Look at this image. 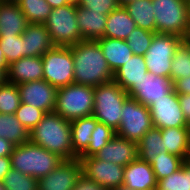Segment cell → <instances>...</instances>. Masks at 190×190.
<instances>
[{
	"label": "cell",
	"mask_w": 190,
	"mask_h": 190,
	"mask_svg": "<svg viewBox=\"0 0 190 190\" xmlns=\"http://www.w3.org/2000/svg\"><path fill=\"white\" fill-rule=\"evenodd\" d=\"M74 83L97 87L111 82V71L97 40H82L72 46Z\"/></svg>",
	"instance_id": "6da1fadb"
},
{
	"label": "cell",
	"mask_w": 190,
	"mask_h": 190,
	"mask_svg": "<svg viewBox=\"0 0 190 190\" xmlns=\"http://www.w3.org/2000/svg\"><path fill=\"white\" fill-rule=\"evenodd\" d=\"M29 141L57 154L63 160H73L70 121L55 111L44 114L29 133Z\"/></svg>",
	"instance_id": "7a4b0ae2"
},
{
	"label": "cell",
	"mask_w": 190,
	"mask_h": 190,
	"mask_svg": "<svg viewBox=\"0 0 190 190\" xmlns=\"http://www.w3.org/2000/svg\"><path fill=\"white\" fill-rule=\"evenodd\" d=\"M10 157L12 169L37 179L51 173L63 161L57 154L30 141L15 146Z\"/></svg>",
	"instance_id": "3957f363"
},
{
	"label": "cell",
	"mask_w": 190,
	"mask_h": 190,
	"mask_svg": "<svg viewBox=\"0 0 190 190\" xmlns=\"http://www.w3.org/2000/svg\"><path fill=\"white\" fill-rule=\"evenodd\" d=\"M156 33L190 37L187 0H152Z\"/></svg>",
	"instance_id": "277c9868"
},
{
	"label": "cell",
	"mask_w": 190,
	"mask_h": 190,
	"mask_svg": "<svg viewBox=\"0 0 190 190\" xmlns=\"http://www.w3.org/2000/svg\"><path fill=\"white\" fill-rule=\"evenodd\" d=\"M129 97L128 93L112 80L94 87V108L92 115L114 131L120 126L122 106Z\"/></svg>",
	"instance_id": "5b68a950"
},
{
	"label": "cell",
	"mask_w": 190,
	"mask_h": 190,
	"mask_svg": "<svg viewBox=\"0 0 190 190\" xmlns=\"http://www.w3.org/2000/svg\"><path fill=\"white\" fill-rule=\"evenodd\" d=\"M94 108V87L69 84L58 88L54 111L68 121L90 116Z\"/></svg>",
	"instance_id": "8992f818"
},
{
	"label": "cell",
	"mask_w": 190,
	"mask_h": 190,
	"mask_svg": "<svg viewBox=\"0 0 190 190\" xmlns=\"http://www.w3.org/2000/svg\"><path fill=\"white\" fill-rule=\"evenodd\" d=\"M77 6L66 4L52 9L44 26L55 46L70 47L82 41L77 24Z\"/></svg>",
	"instance_id": "52a82bcc"
},
{
	"label": "cell",
	"mask_w": 190,
	"mask_h": 190,
	"mask_svg": "<svg viewBox=\"0 0 190 190\" xmlns=\"http://www.w3.org/2000/svg\"><path fill=\"white\" fill-rule=\"evenodd\" d=\"M185 39L174 34L156 33L143 55L149 73L171 79L172 58Z\"/></svg>",
	"instance_id": "ba28073f"
},
{
	"label": "cell",
	"mask_w": 190,
	"mask_h": 190,
	"mask_svg": "<svg viewBox=\"0 0 190 190\" xmlns=\"http://www.w3.org/2000/svg\"><path fill=\"white\" fill-rule=\"evenodd\" d=\"M43 79L55 88L74 83L72 46H54L43 56Z\"/></svg>",
	"instance_id": "9c48e42d"
},
{
	"label": "cell",
	"mask_w": 190,
	"mask_h": 190,
	"mask_svg": "<svg viewBox=\"0 0 190 190\" xmlns=\"http://www.w3.org/2000/svg\"><path fill=\"white\" fill-rule=\"evenodd\" d=\"M152 127L148 106L129 96L122 106L121 122L116 135L138 143Z\"/></svg>",
	"instance_id": "30bf717a"
},
{
	"label": "cell",
	"mask_w": 190,
	"mask_h": 190,
	"mask_svg": "<svg viewBox=\"0 0 190 190\" xmlns=\"http://www.w3.org/2000/svg\"><path fill=\"white\" fill-rule=\"evenodd\" d=\"M153 127L159 129L190 127L180 107L178 94L173 90L148 106Z\"/></svg>",
	"instance_id": "8fae6325"
},
{
	"label": "cell",
	"mask_w": 190,
	"mask_h": 190,
	"mask_svg": "<svg viewBox=\"0 0 190 190\" xmlns=\"http://www.w3.org/2000/svg\"><path fill=\"white\" fill-rule=\"evenodd\" d=\"M82 165V174L94 180L107 190L123 185L125 167L100 160L95 156L78 157Z\"/></svg>",
	"instance_id": "7c38bea8"
},
{
	"label": "cell",
	"mask_w": 190,
	"mask_h": 190,
	"mask_svg": "<svg viewBox=\"0 0 190 190\" xmlns=\"http://www.w3.org/2000/svg\"><path fill=\"white\" fill-rule=\"evenodd\" d=\"M81 175L80 159L63 160L51 173L38 179V190H72Z\"/></svg>",
	"instance_id": "4fadbf2b"
},
{
	"label": "cell",
	"mask_w": 190,
	"mask_h": 190,
	"mask_svg": "<svg viewBox=\"0 0 190 190\" xmlns=\"http://www.w3.org/2000/svg\"><path fill=\"white\" fill-rule=\"evenodd\" d=\"M20 91L21 103H26L45 113L53 112L56 103L57 88L44 79L20 83L17 85Z\"/></svg>",
	"instance_id": "5bb4252c"
},
{
	"label": "cell",
	"mask_w": 190,
	"mask_h": 190,
	"mask_svg": "<svg viewBox=\"0 0 190 190\" xmlns=\"http://www.w3.org/2000/svg\"><path fill=\"white\" fill-rule=\"evenodd\" d=\"M174 90V83L170 78L156 76L147 73L138 85H134L127 93L145 106L151 105L154 101L165 97Z\"/></svg>",
	"instance_id": "9a60e30c"
},
{
	"label": "cell",
	"mask_w": 190,
	"mask_h": 190,
	"mask_svg": "<svg viewBox=\"0 0 190 190\" xmlns=\"http://www.w3.org/2000/svg\"><path fill=\"white\" fill-rule=\"evenodd\" d=\"M94 156L100 160L125 167L138 158L137 143L115 135Z\"/></svg>",
	"instance_id": "2e32d148"
},
{
	"label": "cell",
	"mask_w": 190,
	"mask_h": 190,
	"mask_svg": "<svg viewBox=\"0 0 190 190\" xmlns=\"http://www.w3.org/2000/svg\"><path fill=\"white\" fill-rule=\"evenodd\" d=\"M123 185L132 190L157 189V181L151 165L139 158L129 163L124 169Z\"/></svg>",
	"instance_id": "e0dca14e"
},
{
	"label": "cell",
	"mask_w": 190,
	"mask_h": 190,
	"mask_svg": "<svg viewBox=\"0 0 190 190\" xmlns=\"http://www.w3.org/2000/svg\"><path fill=\"white\" fill-rule=\"evenodd\" d=\"M43 79V61L39 56H27L9 65L7 81L16 85Z\"/></svg>",
	"instance_id": "ac0fdd59"
},
{
	"label": "cell",
	"mask_w": 190,
	"mask_h": 190,
	"mask_svg": "<svg viewBox=\"0 0 190 190\" xmlns=\"http://www.w3.org/2000/svg\"><path fill=\"white\" fill-rule=\"evenodd\" d=\"M22 39L24 40V57H42L55 46L44 24L29 23L22 33Z\"/></svg>",
	"instance_id": "d6986e66"
},
{
	"label": "cell",
	"mask_w": 190,
	"mask_h": 190,
	"mask_svg": "<svg viewBox=\"0 0 190 190\" xmlns=\"http://www.w3.org/2000/svg\"><path fill=\"white\" fill-rule=\"evenodd\" d=\"M28 24L18 3L0 0V36L22 35Z\"/></svg>",
	"instance_id": "ffe728a7"
},
{
	"label": "cell",
	"mask_w": 190,
	"mask_h": 190,
	"mask_svg": "<svg viewBox=\"0 0 190 190\" xmlns=\"http://www.w3.org/2000/svg\"><path fill=\"white\" fill-rule=\"evenodd\" d=\"M77 24L83 40H97L104 37L107 14L77 6Z\"/></svg>",
	"instance_id": "44dd1931"
},
{
	"label": "cell",
	"mask_w": 190,
	"mask_h": 190,
	"mask_svg": "<svg viewBox=\"0 0 190 190\" xmlns=\"http://www.w3.org/2000/svg\"><path fill=\"white\" fill-rule=\"evenodd\" d=\"M97 42L113 73L125 65L133 55L126 40L102 37L97 39Z\"/></svg>",
	"instance_id": "7402d4cb"
},
{
	"label": "cell",
	"mask_w": 190,
	"mask_h": 190,
	"mask_svg": "<svg viewBox=\"0 0 190 190\" xmlns=\"http://www.w3.org/2000/svg\"><path fill=\"white\" fill-rule=\"evenodd\" d=\"M147 73L144 57L133 54L127 63L114 73L113 80L122 90L128 92L134 85H138Z\"/></svg>",
	"instance_id": "603a6c76"
},
{
	"label": "cell",
	"mask_w": 190,
	"mask_h": 190,
	"mask_svg": "<svg viewBox=\"0 0 190 190\" xmlns=\"http://www.w3.org/2000/svg\"><path fill=\"white\" fill-rule=\"evenodd\" d=\"M161 135L167 153L190 158V127L161 129Z\"/></svg>",
	"instance_id": "cb8c5ba5"
},
{
	"label": "cell",
	"mask_w": 190,
	"mask_h": 190,
	"mask_svg": "<svg viewBox=\"0 0 190 190\" xmlns=\"http://www.w3.org/2000/svg\"><path fill=\"white\" fill-rule=\"evenodd\" d=\"M98 121L93 115L70 121L73 160L77 159L87 148Z\"/></svg>",
	"instance_id": "d4e9b609"
},
{
	"label": "cell",
	"mask_w": 190,
	"mask_h": 190,
	"mask_svg": "<svg viewBox=\"0 0 190 190\" xmlns=\"http://www.w3.org/2000/svg\"><path fill=\"white\" fill-rule=\"evenodd\" d=\"M136 27L124 6H119L108 14L104 37L126 40Z\"/></svg>",
	"instance_id": "484cf974"
},
{
	"label": "cell",
	"mask_w": 190,
	"mask_h": 190,
	"mask_svg": "<svg viewBox=\"0 0 190 190\" xmlns=\"http://www.w3.org/2000/svg\"><path fill=\"white\" fill-rule=\"evenodd\" d=\"M123 6L137 27L156 33L152 0H133Z\"/></svg>",
	"instance_id": "4316f807"
},
{
	"label": "cell",
	"mask_w": 190,
	"mask_h": 190,
	"mask_svg": "<svg viewBox=\"0 0 190 190\" xmlns=\"http://www.w3.org/2000/svg\"><path fill=\"white\" fill-rule=\"evenodd\" d=\"M0 137L18 146L29 142V131L20 123L15 114L0 113Z\"/></svg>",
	"instance_id": "83f0119b"
},
{
	"label": "cell",
	"mask_w": 190,
	"mask_h": 190,
	"mask_svg": "<svg viewBox=\"0 0 190 190\" xmlns=\"http://www.w3.org/2000/svg\"><path fill=\"white\" fill-rule=\"evenodd\" d=\"M138 158L151 164L155 154L166 151L164 148L161 129L152 127L137 143Z\"/></svg>",
	"instance_id": "f1b7e54d"
},
{
	"label": "cell",
	"mask_w": 190,
	"mask_h": 190,
	"mask_svg": "<svg viewBox=\"0 0 190 190\" xmlns=\"http://www.w3.org/2000/svg\"><path fill=\"white\" fill-rule=\"evenodd\" d=\"M183 163V158L162 151L160 154H155L154 160L150 165L154 171L156 181H158L178 171Z\"/></svg>",
	"instance_id": "f546056e"
},
{
	"label": "cell",
	"mask_w": 190,
	"mask_h": 190,
	"mask_svg": "<svg viewBox=\"0 0 190 190\" xmlns=\"http://www.w3.org/2000/svg\"><path fill=\"white\" fill-rule=\"evenodd\" d=\"M190 76V41L184 40L177 48L172 58L171 81Z\"/></svg>",
	"instance_id": "4dcf8cb0"
},
{
	"label": "cell",
	"mask_w": 190,
	"mask_h": 190,
	"mask_svg": "<svg viewBox=\"0 0 190 190\" xmlns=\"http://www.w3.org/2000/svg\"><path fill=\"white\" fill-rule=\"evenodd\" d=\"M18 5L28 23L44 24L52 11L46 0H20Z\"/></svg>",
	"instance_id": "1f68e13d"
},
{
	"label": "cell",
	"mask_w": 190,
	"mask_h": 190,
	"mask_svg": "<svg viewBox=\"0 0 190 190\" xmlns=\"http://www.w3.org/2000/svg\"><path fill=\"white\" fill-rule=\"evenodd\" d=\"M116 135L111 127L98 122L91 134L88 148L79 157H89L96 155L107 143Z\"/></svg>",
	"instance_id": "d6a6232c"
},
{
	"label": "cell",
	"mask_w": 190,
	"mask_h": 190,
	"mask_svg": "<svg viewBox=\"0 0 190 190\" xmlns=\"http://www.w3.org/2000/svg\"><path fill=\"white\" fill-rule=\"evenodd\" d=\"M20 103L21 98L18 86L6 80L0 85V113L15 114Z\"/></svg>",
	"instance_id": "836d02e7"
},
{
	"label": "cell",
	"mask_w": 190,
	"mask_h": 190,
	"mask_svg": "<svg viewBox=\"0 0 190 190\" xmlns=\"http://www.w3.org/2000/svg\"><path fill=\"white\" fill-rule=\"evenodd\" d=\"M156 190H189L188 159L184 160L182 167L178 171L158 180Z\"/></svg>",
	"instance_id": "e575fe53"
},
{
	"label": "cell",
	"mask_w": 190,
	"mask_h": 190,
	"mask_svg": "<svg viewBox=\"0 0 190 190\" xmlns=\"http://www.w3.org/2000/svg\"><path fill=\"white\" fill-rule=\"evenodd\" d=\"M6 190H38V179L12 169L2 181Z\"/></svg>",
	"instance_id": "d590c367"
},
{
	"label": "cell",
	"mask_w": 190,
	"mask_h": 190,
	"mask_svg": "<svg viewBox=\"0 0 190 190\" xmlns=\"http://www.w3.org/2000/svg\"><path fill=\"white\" fill-rule=\"evenodd\" d=\"M0 47L8 65L24 57V40L22 35L0 36Z\"/></svg>",
	"instance_id": "8d00e7d4"
},
{
	"label": "cell",
	"mask_w": 190,
	"mask_h": 190,
	"mask_svg": "<svg viewBox=\"0 0 190 190\" xmlns=\"http://www.w3.org/2000/svg\"><path fill=\"white\" fill-rule=\"evenodd\" d=\"M156 33L136 27L127 37L126 41L134 55L143 56L150 47Z\"/></svg>",
	"instance_id": "74e56055"
},
{
	"label": "cell",
	"mask_w": 190,
	"mask_h": 190,
	"mask_svg": "<svg viewBox=\"0 0 190 190\" xmlns=\"http://www.w3.org/2000/svg\"><path fill=\"white\" fill-rule=\"evenodd\" d=\"M44 114L45 112L41 109H37L26 103H20V106L15 112L16 118L29 131V133L42 120Z\"/></svg>",
	"instance_id": "f35d334b"
},
{
	"label": "cell",
	"mask_w": 190,
	"mask_h": 190,
	"mask_svg": "<svg viewBox=\"0 0 190 190\" xmlns=\"http://www.w3.org/2000/svg\"><path fill=\"white\" fill-rule=\"evenodd\" d=\"M119 6L118 0H81L79 4V7L107 15Z\"/></svg>",
	"instance_id": "ab89813d"
},
{
	"label": "cell",
	"mask_w": 190,
	"mask_h": 190,
	"mask_svg": "<svg viewBox=\"0 0 190 190\" xmlns=\"http://www.w3.org/2000/svg\"><path fill=\"white\" fill-rule=\"evenodd\" d=\"M72 190H107L94 180L87 178L82 174L76 182V185Z\"/></svg>",
	"instance_id": "60d3db41"
},
{
	"label": "cell",
	"mask_w": 190,
	"mask_h": 190,
	"mask_svg": "<svg viewBox=\"0 0 190 190\" xmlns=\"http://www.w3.org/2000/svg\"><path fill=\"white\" fill-rule=\"evenodd\" d=\"M174 91L178 95L190 94V76L176 80L174 82Z\"/></svg>",
	"instance_id": "b9f144b4"
},
{
	"label": "cell",
	"mask_w": 190,
	"mask_h": 190,
	"mask_svg": "<svg viewBox=\"0 0 190 190\" xmlns=\"http://www.w3.org/2000/svg\"><path fill=\"white\" fill-rule=\"evenodd\" d=\"M180 107L186 121L190 124V94L178 95Z\"/></svg>",
	"instance_id": "7bdbcfd3"
},
{
	"label": "cell",
	"mask_w": 190,
	"mask_h": 190,
	"mask_svg": "<svg viewBox=\"0 0 190 190\" xmlns=\"http://www.w3.org/2000/svg\"><path fill=\"white\" fill-rule=\"evenodd\" d=\"M11 157L5 156L0 157V182L3 181L5 175L11 170Z\"/></svg>",
	"instance_id": "ee69618b"
},
{
	"label": "cell",
	"mask_w": 190,
	"mask_h": 190,
	"mask_svg": "<svg viewBox=\"0 0 190 190\" xmlns=\"http://www.w3.org/2000/svg\"><path fill=\"white\" fill-rule=\"evenodd\" d=\"M14 147L11 142L0 137V157L10 156Z\"/></svg>",
	"instance_id": "f6af8a7d"
},
{
	"label": "cell",
	"mask_w": 190,
	"mask_h": 190,
	"mask_svg": "<svg viewBox=\"0 0 190 190\" xmlns=\"http://www.w3.org/2000/svg\"><path fill=\"white\" fill-rule=\"evenodd\" d=\"M0 69H2L6 74H7L8 69H9V65L6 62V58L4 56V53L1 49V47H0Z\"/></svg>",
	"instance_id": "bcb514c9"
},
{
	"label": "cell",
	"mask_w": 190,
	"mask_h": 190,
	"mask_svg": "<svg viewBox=\"0 0 190 190\" xmlns=\"http://www.w3.org/2000/svg\"><path fill=\"white\" fill-rule=\"evenodd\" d=\"M46 2L52 7V9L58 8L60 6H64L67 4L66 0H46Z\"/></svg>",
	"instance_id": "7dc6e473"
},
{
	"label": "cell",
	"mask_w": 190,
	"mask_h": 190,
	"mask_svg": "<svg viewBox=\"0 0 190 190\" xmlns=\"http://www.w3.org/2000/svg\"><path fill=\"white\" fill-rule=\"evenodd\" d=\"M7 80V74L0 69V85L3 84Z\"/></svg>",
	"instance_id": "c3c4849f"
},
{
	"label": "cell",
	"mask_w": 190,
	"mask_h": 190,
	"mask_svg": "<svg viewBox=\"0 0 190 190\" xmlns=\"http://www.w3.org/2000/svg\"><path fill=\"white\" fill-rule=\"evenodd\" d=\"M66 2L69 5L79 6V4L81 3V0H66Z\"/></svg>",
	"instance_id": "681fc988"
},
{
	"label": "cell",
	"mask_w": 190,
	"mask_h": 190,
	"mask_svg": "<svg viewBox=\"0 0 190 190\" xmlns=\"http://www.w3.org/2000/svg\"><path fill=\"white\" fill-rule=\"evenodd\" d=\"M111 190H132V189L127 188V187L124 186V185H121V186H118V187L113 188V189H111ZM154 190H156V189H154Z\"/></svg>",
	"instance_id": "f907efd6"
},
{
	"label": "cell",
	"mask_w": 190,
	"mask_h": 190,
	"mask_svg": "<svg viewBox=\"0 0 190 190\" xmlns=\"http://www.w3.org/2000/svg\"><path fill=\"white\" fill-rule=\"evenodd\" d=\"M188 183H189V190H190V158L188 159Z\"/></svg>",
	"instance_id": "816d5d0a"
},
{
	"label": "cell",
	"mask_w": 190,
	"mask_h": 190,
	"mask_svg": "<svg viewBox=\"0 0 190 190\" xmlns=\"http://www.w3.org/2000/svg\"><path fill=\"white\" fill-rule=\"evenodd\" d=\"M130 1H133V0H118V3L120 6H123L125 5L127 2H130Z\"/></svg>",
	"instance_id": "f5cc1de1"
},
{
	"label": "cell",
	"mask_w": 190,
	"mask_h": 190,
	"mask_svg": "<svg viewBox=\"0 0 190 190\" xmlns=\"http://www.w3.org/2000/svg\"><path fill=\"white\" fill-rule=\"evenodd\" d=\"M5 2L18 3L20 0H2Z\"/></svg>",
	"instance_id": "db71d44e"
},
{
	"label": "cell",
	"mask_w": 190,
	"mask_h": 190,
	"mask_svg": "<svg viewBox=\"0 0 190 190\" xmlns=\"http://www.w3.org/2000/svg\"><path fill=\"white\" fill-rule=\"evenodd\" d=\"M187 6H188L189 19H190V0H187Z\"/></svg>",
	"instance_id": "11a10c76"
},
{
	"label": "cell",
	"mask_w": 190,
	"mask_h": 190,
	"mask_svg": "<svg viewBox=\"0 0 190 190\" xmlns=\"http://www.w3.org/2000/svg\"><path fill=\"white\" fill-rule=\"evenodd\" d=\"M0 190H6L2 182H0Z\"/></svg>",
	"instance_id": "9f6ffc18"
}]
</instances>
